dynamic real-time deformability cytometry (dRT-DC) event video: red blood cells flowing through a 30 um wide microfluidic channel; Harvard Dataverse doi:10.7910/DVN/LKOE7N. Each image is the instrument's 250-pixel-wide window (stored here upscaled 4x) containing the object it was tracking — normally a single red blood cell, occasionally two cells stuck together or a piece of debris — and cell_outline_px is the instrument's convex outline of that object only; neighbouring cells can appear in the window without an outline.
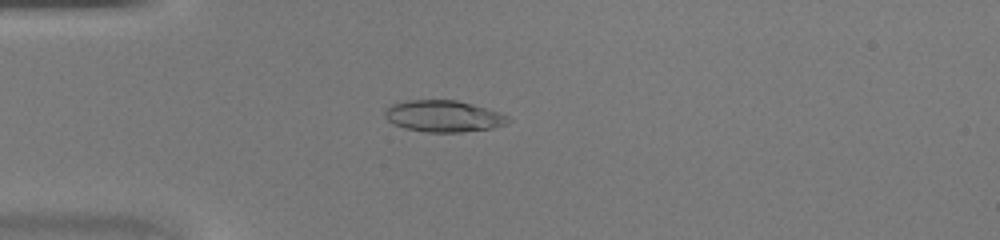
{"species": "common noctule bat (a hibernating species)", "species_latin": "Nyctalus noctula", "temperature_condition": "warm", "stored_images_in_passage": 44, "camera_frame_rate_fps": 3000, "um_per_image_px": 0.085, "animal": {"sex": "female", "body_mass_g": 20.0, "forearm_length_mm": 54.0}, "frame": {"image": 1, "passage_image": 12, "time_ms": 3.667, "image_size_px": [1000, 240], "cell_outline_px": [[512, 120], [504, 124], [492, 128], [460, 132], [424, 132], [404, 128], [392, 124], [384, 116], [384, 112], [392, 104], [404, 100], [456, 100], [472, 104], [500, 112], [508, 116]], "centroid_in_image_um": [37.68, 9.87], "position_along_channel_um": 47.3, "area_um2": 22.72}}
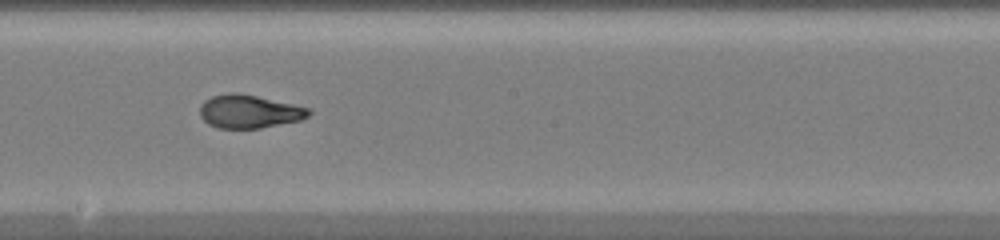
{"frame": {"image": 2, "passage_image": 25, "time_ms": 8.0, "image_size_px": [1000, 240], "cell_outline_px": [[312, 112], [308, 116], [300, 120], [260, 128], [220, 128], [208, 124], [200, 116], [200, 104], [204, 100], [212, 96], [232, 92], [240, 92], [312, 108]], "centroid_in_image_um": [21.19, 9.46], "position_along_channel_um": 227.0, "area_um2": 21.27}}
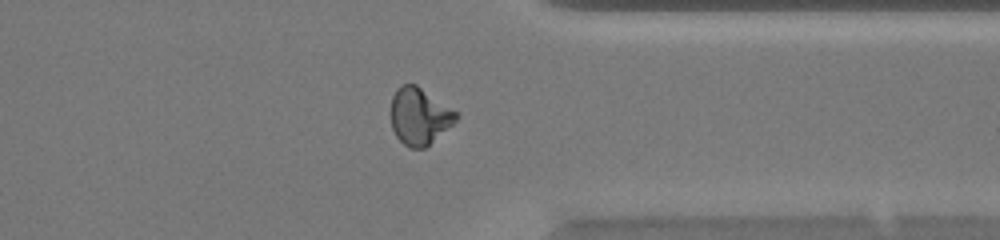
{"frame": {"image": 3, "passage_image": 35, "time_ms": 11.333, "image_size_px": [1000, 240], "cell_outline_px": [[460, 116], [452, 124], [424, 148], [408, 148], [396, 136], [392, 128], [392, 96], [396, 88], [404, 84], [416, 84], [456, 112]], "centroid_in_image_um": [35.63, 9.87], "position_along_channel_um": 375.8, "area_um2": 21.15}}